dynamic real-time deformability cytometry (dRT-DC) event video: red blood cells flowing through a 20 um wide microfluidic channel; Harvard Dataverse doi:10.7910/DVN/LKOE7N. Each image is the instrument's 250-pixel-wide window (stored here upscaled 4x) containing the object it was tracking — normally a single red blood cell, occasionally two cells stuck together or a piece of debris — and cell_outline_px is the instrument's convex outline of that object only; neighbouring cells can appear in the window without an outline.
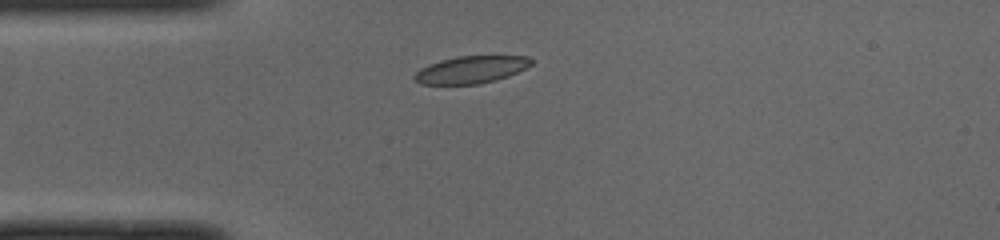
{"species": "common noctule bat (a hibernating species)", "species_latin": "Nyctalus noctula", "temperature_condition": "cold", "stored_images_in_passage": 38, "camera_frame_rate_fps": 3000, "um_per_image_px": 0.085, "animal": {"sex": "male", "body_mass_g": 19.0, "forearm_length_mm": 50.8}, "frame": {"image": 1, "passage_image": 1, "time_ms": 0.0, "image_size_px": [1000, 240], "cell_outline_px": [[532, 64], [508, 76], [496, 80], [480, 84], [420, 84], [412, 76], [420, 68], [428, 64], [440, 60], [456, 56], [528, 56], [532, 60]], "centroid_in_image_um": [40.01, 5.92], "position_along_channel_um": 45.0, "area_um2": 18.55}}
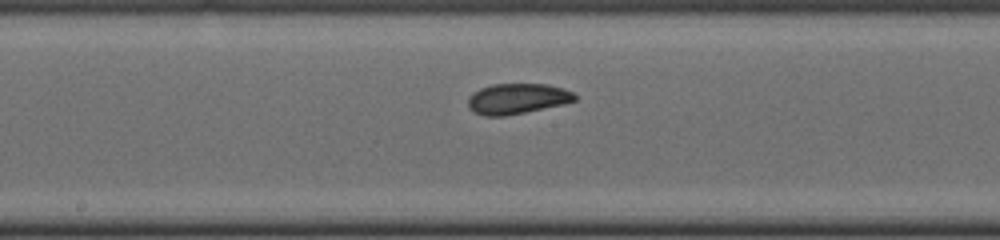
{"frame": {"image": 2, "passage_image": 14, "time_ms": 4.333, "image_size_px": [1000, 240], "cell_outline_px": [[576, 100], [564, 104], [504, 116], [484, 116], [468, 108], [468, 96], [472, 92], [480, 88], [492, 84], [548, 84], [564, 88], [572, 92], [576, 96]], "centroid_in_image_um": [43.94, 8.38], "position_along_channel_um": 204.3, "area_um2": 19.02}}
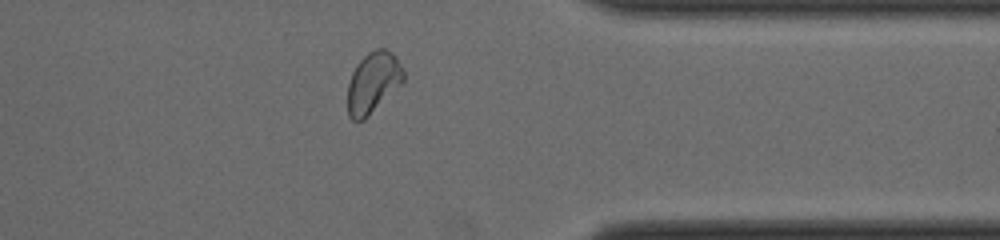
{"frame": {"image": 3, "passage_image": 28, "time_ms": 9.0, "image_size_px": [1000, 240], "cell_outline_px": [[404, 80], [364, 120], [352, 120], [348, 116], [348, 84], [352, 72], [356, 64], [368, 52], [376, 48], [384, 48], [392, 52], [396, 56], [404, 72]], "centroid_in_image_um": [31.69, 6.99], "position_along_channel_um": 379.7, "area_um2": 19.65}, "authors_computed_cell_mechanics": {"area_um2": 19.1896, "velocity_mm_per_s": 3.9901, "shape_relaxation_time_tau1_ms": 7.4985, "shape_relaxation_time_tau2_ms": 2.4973, "deformation_change_tau1": 0.1627, "deformation_change_tau2": 0.0542}}